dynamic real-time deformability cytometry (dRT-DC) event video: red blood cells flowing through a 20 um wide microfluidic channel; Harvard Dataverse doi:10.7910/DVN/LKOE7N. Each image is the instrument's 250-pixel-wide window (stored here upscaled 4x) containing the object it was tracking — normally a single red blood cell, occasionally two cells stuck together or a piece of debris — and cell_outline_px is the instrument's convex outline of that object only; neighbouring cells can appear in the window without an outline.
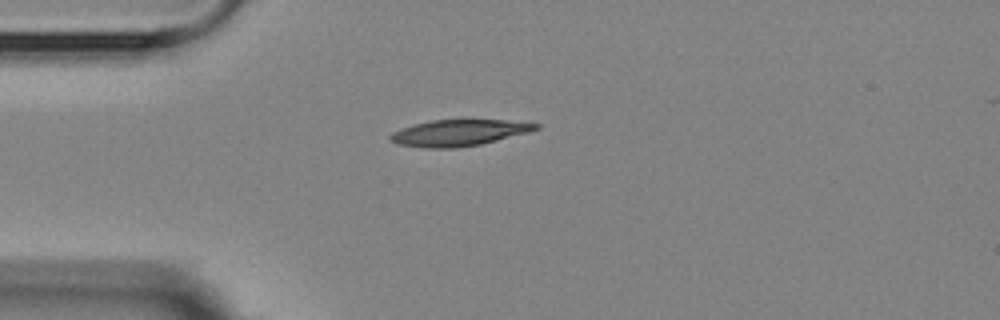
{"species": "Egyptian fruit bat (a non-hibernating species)", "species_latin": "Rousettus aegyptiacus", "temperature_condition": "room temperature", "stored_images_in_passage": 3, "camera_frame_rate_fps": 3000, "um_per_image_px": 0.085, "animal": {"sex": "female"}, "frame": {"image": 1, "passage_image": 1, "time_ms": 0.0, "image_size_px": [1000, 320], "cell_outline_px": [[540, 128], [528, 132], [480, 144], [452, 148], [428, 148], [400, 144], [392, 140], [388, 136], [392, 132], [400, 128], [412, 124], [428, 120], [504, 120], [540, 124]], "centroid_in_image_um": [38.97, 11.27], "position_along_channel_um": 46.0, "area_um2": 22.02}}
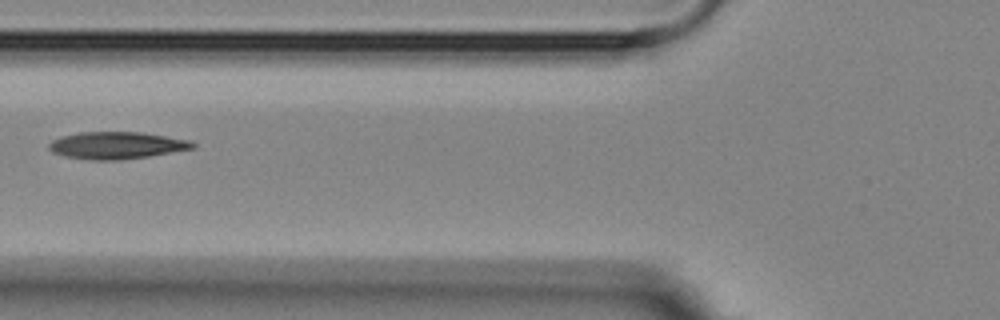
{"frame": {"image": 2, "passage_image": 3, "time_ms": 2.333, "image_size_px": [1000, 320], "cell_outline_px": [[196, 148], [148, 156], [120, 160], [88, 160], [64, 156], [52, 152], [48, 148], [48, 144], [52, 140], [64, 136], [80, 132], [140, 132], [192, 140], [196, 144]], "centroid_in_image_um": [9.93, 12.36], "position_along_channel_um": 115.9, "area_um2": 22.77}}